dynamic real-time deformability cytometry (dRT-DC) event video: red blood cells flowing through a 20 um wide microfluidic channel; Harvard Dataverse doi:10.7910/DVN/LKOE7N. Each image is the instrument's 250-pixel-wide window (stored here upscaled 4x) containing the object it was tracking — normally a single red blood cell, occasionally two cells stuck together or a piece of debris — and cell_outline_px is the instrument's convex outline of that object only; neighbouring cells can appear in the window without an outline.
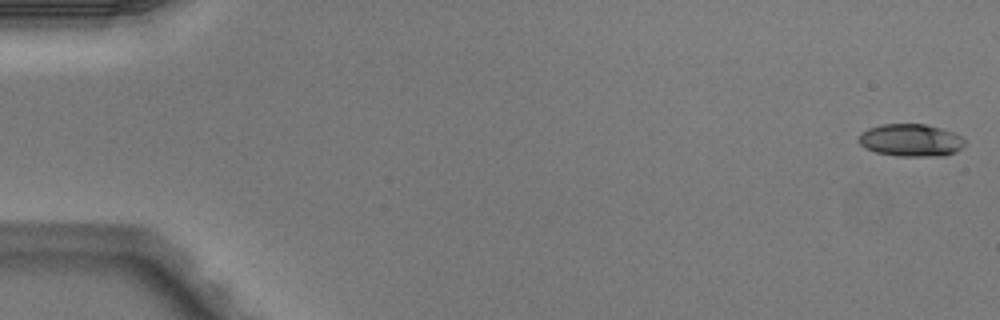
{"species": "Egyptian fruit bat (a non-hibernating species)", "species_latin": "Rousettus aegyptiacus", "temperature_condition": "warm", "stored_images_in_passage": 12, "camera_frame_rate_fps": 3000, "um_per_image_px": 0.085, "animal": {"sex": "male"}, "frame": {"image": 1, "passage_image": 1, "time_ms": 0.0, "image_size_px": [1000, 320], "cell_outline_px": [[964, 144], [956, 152], [944, 156], [900, 156], [876, 152], [864, 148], [860, 144], [860, 132], [868, 128], [884, 124], [924, 124], [940, 128], [952, 132], [960, 136], [964, 140]], "centroid_in_image_um": [77.41, 11.92], "position_along_channel_um": 7.6, "area_um2": 19.94}}